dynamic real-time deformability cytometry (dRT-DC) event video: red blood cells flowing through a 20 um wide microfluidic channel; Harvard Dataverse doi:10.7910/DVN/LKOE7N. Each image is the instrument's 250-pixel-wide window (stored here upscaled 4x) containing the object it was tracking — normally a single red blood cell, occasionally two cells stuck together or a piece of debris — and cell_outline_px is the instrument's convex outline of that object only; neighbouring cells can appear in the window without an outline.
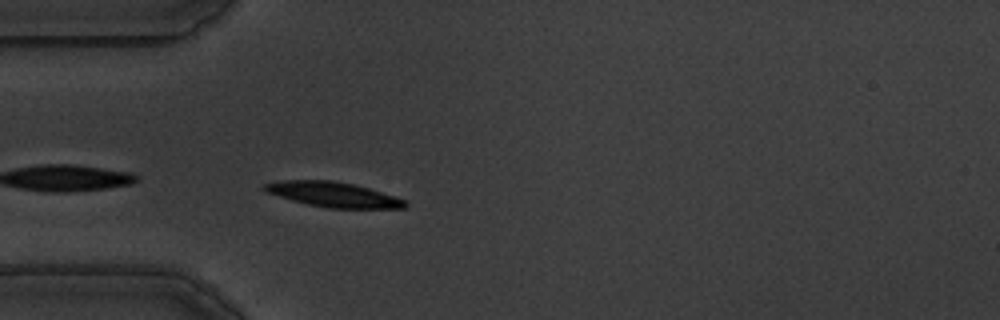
{"species": "common noctule bat (a hibernating species)", "species_latin": "Nyctalus noctula", "temperature_condition": "warm", "stored_images_in_passage": 26, "camera_frame_rate_fps": 3000, "um_per_image_px": 0.085, "animal": {"sex": "male", "body_mass_g": 19.5, "forearm_length_mm": 54.6}, "frame": {"image": 1, "passage_image": 1, "time_ms": 0.0, "image_size_px": [1000, 320], "cell_outline_px": [[408, 204], [404, 208], [328, 208], [308, 204], [292, 200], [264, 192], [260, 188], [264, 184], [284, 180], [332, 180], [352, 184], [368, 188], [404, 200]], "centroid_in_image_um": [28.25, 16.53], "position_along_channel_um": 56.7, "area_um2": 20.23}}
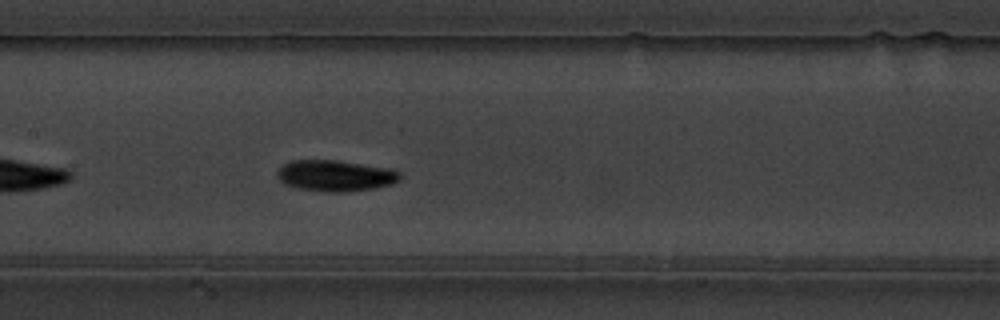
{"frame": {"image": 2, "passage_image": 12, "time_ms": 3.667, "image_size_px": [1000, 320], "cell_outline_px": [[400, 180], [392, 184], [376, 188], [348, 192], [324, 192], [296, 188], [284, 184], [276, 176], [276, 172], [284, 164], [292, 160], [336, 160], [392, 168], [400, 172]], "centroid_in_image_um": [28.52, 14.94], "position_along_channel_um": 178.9, "area_um2": 22.6}}